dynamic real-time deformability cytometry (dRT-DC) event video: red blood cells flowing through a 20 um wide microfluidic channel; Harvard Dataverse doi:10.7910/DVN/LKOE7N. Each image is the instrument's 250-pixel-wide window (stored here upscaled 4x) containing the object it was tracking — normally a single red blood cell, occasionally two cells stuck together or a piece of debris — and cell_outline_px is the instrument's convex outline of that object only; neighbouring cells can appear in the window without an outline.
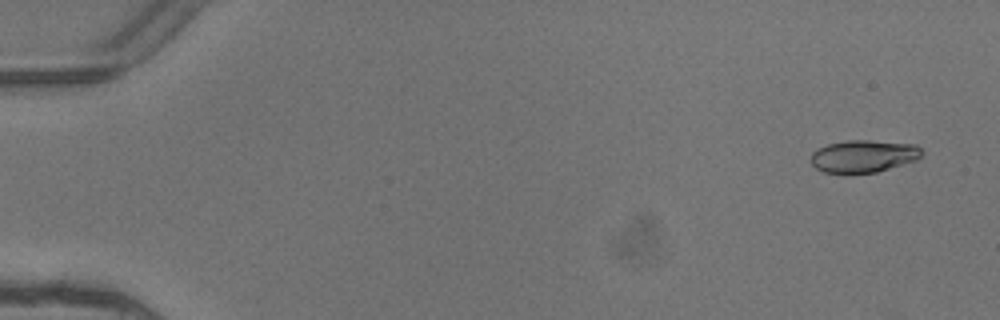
{"species": "common noctule bat (a hibernating species)", "species_latin": "Nyctalus noctula", "temperature_condition": "warm", "stored_images_in_passage": 5, "segment_of_instrument_passage": [2, 2], "camera_frame_rate_fps": 3000, "um_per_image_px": 0.085, "animal": {"sex": "female"}, "frame": {"image": 1, "passage_image": 5, "time_ms": 1.333, "image_size_px": [1000, 320], "cell_outline_px": [[924, 152], [916, 160], [876, 172], [848, 176], [824, 172], [816, 168], [812, 164], [812, 152], [816, 148], [828, 144], [848, 140], [868, 140], [916, 144]], "centroid_in_image_um": [73.37, 13.3], "position_along_channel_um": 11.6, "area_um2": 21.44}}